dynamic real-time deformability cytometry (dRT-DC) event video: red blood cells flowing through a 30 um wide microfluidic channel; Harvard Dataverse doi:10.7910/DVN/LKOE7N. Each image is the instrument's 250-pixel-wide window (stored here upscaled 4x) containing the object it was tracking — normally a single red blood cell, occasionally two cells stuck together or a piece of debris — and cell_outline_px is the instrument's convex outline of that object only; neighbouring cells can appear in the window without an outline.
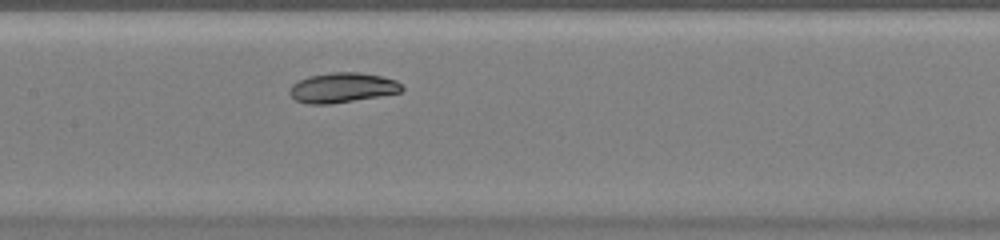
{"species": "common noctule bat (a hibernating species)", "species_latin": "Nyctalus noctula", "temperature_condition": "warm", "stored_images_in_passage": 35, "camera_frame_rate_fps": 3000, "um_per_image_px": 0.085, "animal": {"sex": "female", "body_mass_g": 20.0, "forearm_length_mm": 54.0}, "frame": {"image": 1, "passage_image": 11, "time_ms": 3.333, "image_size_px": [1000, 240], "cell_outline_px": [[404, 88], [400, 92], [380, 96], [328, 104], [308, 104], [296, 100], [288, 92], [292, 84], [308, 76], [332, 72], [360, 72], [380, 76], [396, 80]], "centroid_in_image_um": [29.08, 7.45], "position_along_channel_um": 178.3, "area_um2": 19.42}}
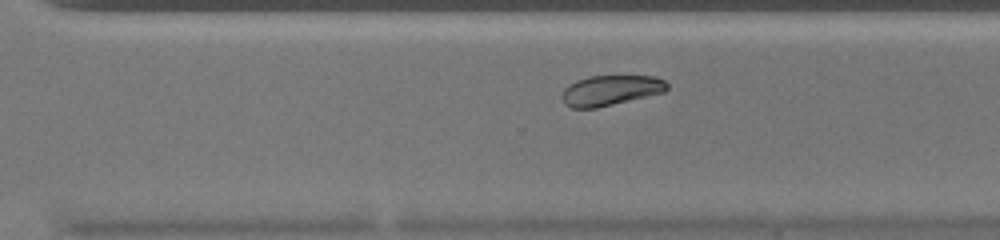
{"frame": {"image": 2, "passage_image": 22, "time_ms": 7.0, "image_size_px": [1000, 240], "cell_outline_px": [[668, 88], [664, 92], [596, 108], [572, 108], [564, 104], [560, 96], [564, 88], [568, 84], [576, 80], [588, 76], [656, 76], [664, 80], [668, 84]], "centroid_in_image_um": [51.86, 7.67], "position_along_channel_um": 318.7, "area_um2": 18.61}}
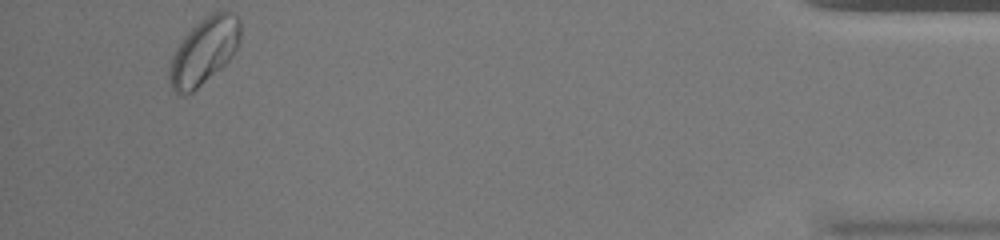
{"frame": {"image": 3, "passage_image": 35, "time_ms": 11.333, "image_size_px": [1000, 240], "cell_outline_px": [[240, 44], [232, 56], [220, 68], [192, 92], [180, 96], [172, 88], [168, 76], [168, 68], [172, 56], [180, 40], [200, 20], [212, 12], [232, 12], [240, 20]], "centroid_in_image_um": [17.33, 4.35], "position_along_channel_um": 417.9, "area_um2": 27.34}, "authors_computed_cell_mechanics": {"area_um2": 19.7098, "velocity_mm_per_s": 3.8299, "shape_relaxation_time_tau1_ms": 2.6828, "shape_relaxation_time_tau2_ms": null, "deformation_change_tau1": 0.1065, "deformation_change_tau2": null}}